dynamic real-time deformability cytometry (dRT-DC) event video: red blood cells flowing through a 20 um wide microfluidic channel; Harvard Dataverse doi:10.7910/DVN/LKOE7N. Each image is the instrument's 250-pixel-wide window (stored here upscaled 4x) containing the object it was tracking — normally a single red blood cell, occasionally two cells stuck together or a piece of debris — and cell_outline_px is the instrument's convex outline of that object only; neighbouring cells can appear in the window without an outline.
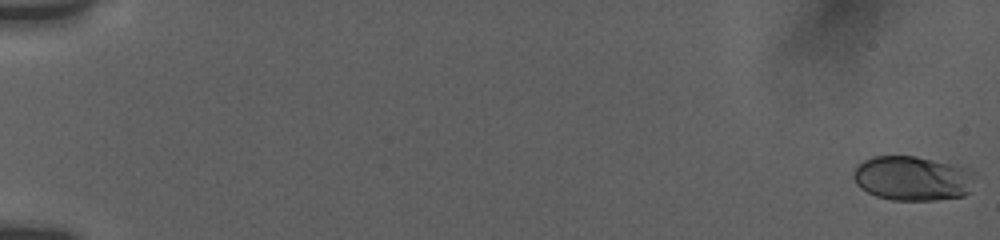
{"species": "human", "species_latin": "Homo sapiens", "temperature_condition": "room temperature", "stored_images_in_passage": 30, "camera_frame_rate_fps": 3000, "um_per_image_px": 0.085, "donor": {"sex": "female"}, "frame": {"image": 1, "passage_image": 1, "time_ms": 0.0, "image_size_px": [1000, 240], "cell_outline_px": [[972, 176], [968, 192], [964, 196], [932, 200], [892, 200], [876, 196], [860, 188], [856, 184], [852, 176], [852, 172], [864, 160], [872, 156], [916, 156], [964, 168], [972, 172]], "centroid_in_image_um": [77.47, 15.17], "position_along_channel_um": 7.5, "area_um2": 31.04}}
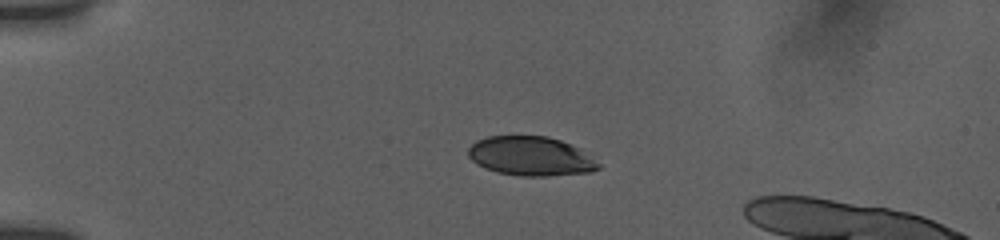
{"frame": {"image": 2, "passage_image": 21, "time_ms": 4.667, "image_size_px": [1000, 240], "cell_outline_px": [[600, 168], [588, 172], [544, 176], [520, 176], [496, 172], [476, 164], [468, 156], [468, 148], [476, 140], [488, 136], [548, 136], [560, 140], [580, 148], [600, 164]], "centroid_in_image_um": [45.09, 13.27], "position_along_channel_um": 39.9, "area_um2": 29.71}}